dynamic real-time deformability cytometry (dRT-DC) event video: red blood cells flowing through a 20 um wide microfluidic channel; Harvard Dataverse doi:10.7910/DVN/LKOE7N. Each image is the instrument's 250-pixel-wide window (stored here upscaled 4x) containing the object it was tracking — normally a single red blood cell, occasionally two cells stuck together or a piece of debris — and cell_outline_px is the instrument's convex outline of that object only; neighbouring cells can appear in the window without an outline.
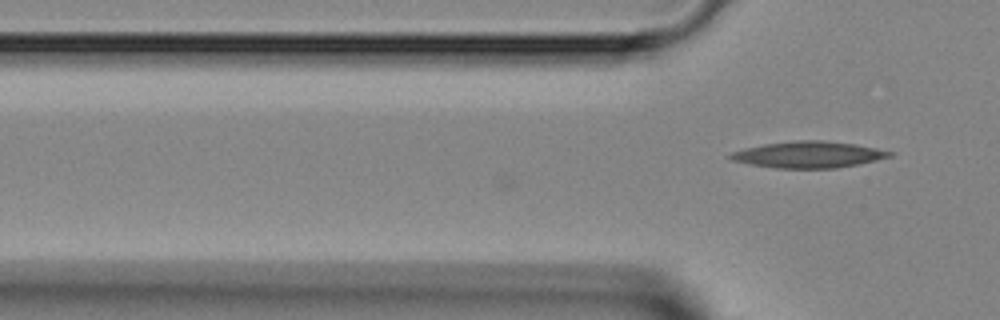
{"species": "Egyptian fruit bat (a non-hibernating species)", "species_latin": "Rousettus aegyptiacus", "temperature_condition": "room temperature", "stored_images_in_passage": 2, "camera_frame_rate_fps": 3000, "um_per_image_px": 0.085, "animal": {"sex": "female"}, "frame": {"image": 1, "passage_image": 2, "time_ms": 0.333, "image_size_px": [1000, 320], "cell_outline_px": [[896, 152], [892, 156], [860, 164], [836, 168], [776, 168], [728, 160], [724, 156], [732, 152], [744, 148], [764, 144], [796, 140], [820, 140], [856, 144]], "centroid_in_image_um": [68.7, 13.14], "position_along_channel_um": 57.1, "area_um2": 24.68}}